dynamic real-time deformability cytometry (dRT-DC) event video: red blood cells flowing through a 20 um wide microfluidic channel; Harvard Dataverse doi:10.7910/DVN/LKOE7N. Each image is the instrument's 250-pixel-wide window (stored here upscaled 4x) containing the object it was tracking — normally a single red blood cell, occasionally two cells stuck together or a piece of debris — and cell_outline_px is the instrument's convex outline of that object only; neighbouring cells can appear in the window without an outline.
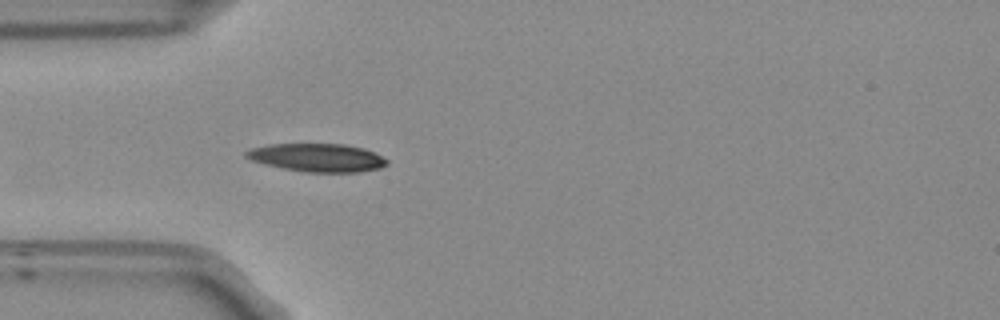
{"species": "Egyptian fruit bat (a non-hibernating species)", "species_latin": "Rousettus aegyptiacus", "temperature_condition": "room temperature", "stored_images_in_passage": 22, "camera_frame_rate_fps": 3000, "um_per_image_px": 0.085, "frame": {"image": 1, "passage_image": 4, "time_ms": 1.0, "image_size_px": [1000, 320], "cell_outline_px": [[388, 164], [380, 168], [360, 172], [304, 172], [264, 164], [252, 160], [244, 156], [244, 152], [248, 148], [268, 144], [344, 144], [364, 148], [376, 152], [388, 160]], "centroid_in_image_um": [26.97, 13.39], "position_along_channel_um": 58.0, "area_um2": 23.35}}
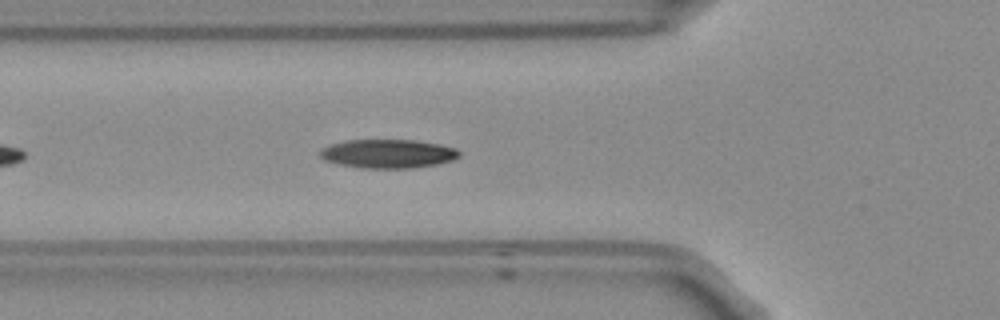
{"frame": {"image": 2, "passage_image": 7, "time_ms": 2.0, "image_size_px": [1000, 320], "cell_outline_px": [[460, 156], [452, 160], [436, 164], [412, 168], [364, 168], [340, 164], [324, 160], [320, 156], [320, 148], [344, 140], [416, 140], [440, 144], [456, 148], [460, 152]], "centroid_in_image_um": [32.98, 13.06], "position_along_channel_um": 92.8, "area_um2": 23.35}}